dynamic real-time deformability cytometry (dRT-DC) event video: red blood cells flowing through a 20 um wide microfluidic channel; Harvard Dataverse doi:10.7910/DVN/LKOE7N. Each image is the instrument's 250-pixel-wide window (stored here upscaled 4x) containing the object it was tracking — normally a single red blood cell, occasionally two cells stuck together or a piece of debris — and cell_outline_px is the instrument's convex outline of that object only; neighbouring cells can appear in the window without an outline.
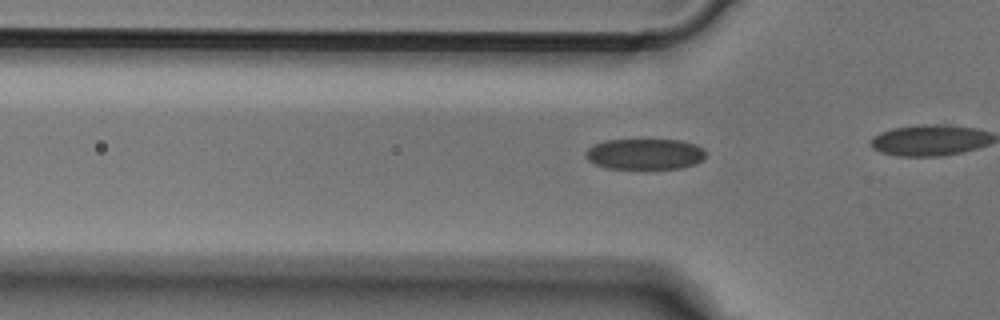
{"species": "Egyptian fruit bat (a non-hibernating species)", "species_latin": "Rousettus aegyptiacus", "temperature_condition": "cold", "stored_images_in_passage": 13, "camera_frame_rate_fps": 3000, "um_per_image_px": 0.085, "animal": {"sex": "male"}, "frame": {"image": 1, "passage_image": 10, "time_ms": 3.0, "image_size_px": [1000, 320], "cell_outline_px": [[704, 156], [696, 164], [680, 168], [608, 168], [596, 164], [588, 160], [584, 152], [592, 144], [604, 140], [680, 140], [696, 144], [704, 148]], "centroid_in_image_um": [54.79, 13.08], "position_along_channel_um": 71.0, "area_um2": 21.5}}